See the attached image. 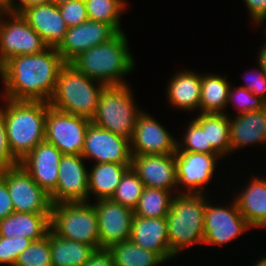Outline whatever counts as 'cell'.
Masks as SVG:
<instances>
[{"label":"cell","mask_w":266,"mask_h":266,"mask_svg":"<svg viewBox=\"0 0 266 266\" xmlns=\"http://www.w3.org/2000/svg\"><path fill=\"white\" fill-rule=\"evenodd\" d=\"M65 64L56 47L37 54L14 56L0 67L5 86L1 96L16 101L48 102Z\"/></svg>","instance_id":"6da1fadb"},{"label":"cell","mask_w":266,"mask_h":266,"mask_svg":"<svg viewBox=\"0 0 266 266\" xmlns=\"http://www.w3.org/2000/svg\"><path fill=\"white\" fill-rule=\"evenodd\" d=\"M128 43L126 34L118 32L108 42L82 52L70 64L106 86L128 84L124 77L134 70L136 63Z\"/></svg>","instance_id":"7a4b0ae2"},{"label":"cell","mask_w":266,"mask_h":266,"mask_svg":"<svg viewBox=\"0 0 266 266\" xmlns=\"http://www.w3.org/2000/svg\"><path fill=\"white\" fill-rule=\"evenodd\" d=\"M7 142L11 154L21 161L45 140V120L49 103L44 101H16L2 98Z\"/></svg>","instance_id":"3957f363"},{"label":"cell","mask_w":266,"mask_h":266,"mask_svg":"<svg viewBox=\"0 0 266 266\" xmlns=\"http://www.w3.org/2000/svg\"><path fill=\"white\" fill-rule=\"evenodd\" d=\"M105 87L101 82L78 71L72 64L66 63L59 73L48 103L57 110L91 120L96 114L100 95Z\"/></svg>","instance_id":"277c9868"},{"label":"cell","mask_w":266,"mask_h":266,"mask_svg":"<svg viewBox=\"0 0 266 266\" xmlns=\"http://www.w3.org/2000/svg\"><path fill=\"white\" fill-rule=\"evenodd\" d=\"M173 193L166 219L169 245L176 258L185 248L204 241L206 197L203 193Z\"/></svg>","instance_id":"5b68a950"},{"label":"cell","mask_w":266,"mask_h":266,"mask_svg":"<svg viewBox=\"0 0 266 266\" xmlns=\"http://www.w3.org/2000/svg\"><path fill=\"white\" fill-rule=\"evenodd\" d=\"M131 90L128 84L106 86L100 95L96 114L91 122L131 140L138 115L142 112L138 109Z\"/></svg>","instance_id":"8992f818"},{"label":"cell","mask_w":266,"mask_h":266,"mask_svg":"<svg viewBox=\"0 0 266 266\" xmlns=\"http://www.w3.org/2000/svg\"><path fill=\"white\" fill-rule=\"evenodd\" d=\"M91 202L52 204L50 230L57 236L100 249L96 209Z\"/></svg>","instance_id":"52a82bcc"},{"label":"cell","mask_w":266,"mask_h":266,"mask_svg":"<svg viewBox=\"0 0 266 266\" xmlns=\"http://www.w3.org/2000/svg\"><path fill=\"white\" fill-rule=\"evenodd\" d=\"M10 17L5 20L2 17ZM7 16V17H6ZM49 46L18 13L4 10L0 15V67L17 55L41 53Z\"/></svg>","instance_id":"ba28073f"},{"label":"cell","mask_w":266,"mask_h":266,"mask_svg":"<svg viewBox=\"0 0 266 266\" xmlns=\"http://www.w3.org/2000/svg\"><path fill=\"white\" fill-rule=\"evenodd\" d=\"M91 120L57 110L49 105L45 120V140L63 155H81Z\"/></svg>","instance_id":"9c48e42d"},{"label":"cell","mask_w":266,"mask_h":266,"mask_svg":"<svg viewBox=\"0 0 266 266\" xmlns=\"http://www.w3.org/2000/svg\"><path fill=\"white\" fill-rule=\"evenodd\" d=\"M0 175L6 181L14 212L51 213L50 195L32 179L20 164L0 170Z\"/></svg>","instance_id":"30bf717a"},{"label":"cell","mask_w":266,"mask_h":266,"mask_svg":"<svg viewBox=\"0 0 266 266\" xmlns=\"http://www.w3.org/2000/svg\"><path fill=\"white\" fill-rule=\"evenodd\" d=\"M210 203L206 200L203 244L221 246L234 241L240 234H244L251 228L240 213L235 200L226 207Z\"/></svg>","instance_id":"8fae6325"},{"label":"cell","mask_w":266,"mask_h":266,"mask_svg":"<svg viewBox=\"0 0 266 266\" xmlns=\"http://www.w3.org/2000/svg\"><path fill=\"white\" fill-rule=\"evenodd\" d=\"M220 157L219 154L176 151L177 190L183 188L179 193L204 194V186L210 183Z\"/></svg>","instance_id":"7c38bea8"},{"label":"cell","mask_w":266,"mask_h":266,"mask_svg":"<svg viewBox=\"0 0 266 266\" xmlns=\"http://www.w3.org/2000/svg\"><path fill=\"white\" fill-rule=\"evenodd\" d=\"M81 155L96 163L131 164L130 140L123 136L89 124L86 130L84 148Z\"/></svg>","instance_id":"4fadbf2b"},{"label":"cell","mask_w":266,"mask_h":266,"mask_svg":"<svg viewBox=\"0 0 266 266\" xmlns=\"http://www.w3.org/2000/svg\"><path fill=\"white\" fill-rule=\"evenodd\" d=\"M82 155H63L56 188L49 194L52 204L88 202V169Z\"/></svg>","instance_id":"5bb4252c"},{"label":"cell","mask_w":266,"mask_h":266,"mask_svg":"<svg viewBox=\"0 0 266 266\" xmlns=\"http://www.w3.org/2000/svg\"><path fill=\"white\" fill-rule=\"evenodd\" d=\"M100 248L130 240L134 210L110 199L95 201Z\"/></svg>","instance_id":"9a60e30c"},{"label":"cell","mask_w":266,"mask_h":266,"mask_svg":"<svg viewBox=\"0 0 266 266\" xmlns=\"http://www.w3.org/2000/svg\"><path fill=\"white\" fill-rule=\"evenodd\" d=\"M177 142L153 116L142 111L130 140V150L138 155L175 154Z\"/></svg>","instance_id":"2e32d148"},{"label":"cell","mask_w":266,"mask_h":266,"mask_svg":"<svg viewBox=\"0 0 266 266\" xmlns=\"http://www.w3.org/2000/svg\"><path fill=\"white\" fill-rule=\"evenodd\" d=\"M117 33L108 23L88 19L82 24L68 28L56 49L63 60L70 63L82 52L108 42Z\"/></svg>","instance_id":"e0dca14e"},{"label":"cell","mask_w":266,"mask_h":266,"mask_svg":"<svg viewBox=\"0 0 266 266\" xmlns=\"http://www.w3.org/2000/svg\"><path fill=\"white\" fill-rule=\"evenodd\" d=\"M131 167L145 187L168 190L171 193L177 190L175 154H132Z\"/></svg>","instance_id":"ac0fdd59"},{"label":"cell","mask_w":266,"mask_h":266,"mask_svg":"<svg viewBox=\"0 0 266 266\" xmlns=\"http://www.w3.org/2000/svg\"><path fill=\"white\" fill-rule=\"evenodd\" d=\"M62 152L46 140L38 144L19 164L32 179L50 194L57 186Z\"/></svg>","instance_id":"d6986e66"},{"label":"cell","mask_w":266,"mask_h":266,"mask_svg":"<svg viewBox=\"0 0 266 266\" xmlns=\"http://www.w3.org/2000/svg\"><path fill=\"white\" fill-rule=\"evenodd\" d=\"M130 240L143 249L159 254L165 261L175 257L169 245L166 217L144 218L134 215Z\"/></svg>","instance_id":"ffe728a7"},{"label":"cell","mask_w":266,"mask_h":266,"mask_svg":"<svg viewBox=\"0 0 266 266\" xmlns=\"http://www.w3.org/2000/svg\"><path fill=\"white\" fill-rule=\"evenodd\" d=\"M21 15L49 47H57L68 30L58 5L53 2L31 6Z\"/></svg>","instance_id":"44dd1931"},{"label":"cell","mask_w":266,"mask_h":266,"mask_svg":"<svg viewBox=\"0 0 266 266\" xmlns=\"http://www.w3.org/2000/svg\"><path fill=\"white\" fill-rule=\"evenodd\" d=\"M231 153L250 144L266 146V106L230 118Z\"/></svg>","instance_id":"7402d4cb"},{"label":"cell","mask_w":266,"mask_h":266,"mask_svg":"<svg viewBox=\"0 0 266 266\" xmlns=\"http://www.w3.org/2000/svg\"><path fill=\"white\" fill-rule=\"evenodd\" d=\"M234 200L251 228H266V178L254 176Z\"/></svg>","instance_id":"603a6c76"},{"label":"cell","mask_w":266,"mask_h":266,"mask_svg":"<svg viewBox=\"0 0 266 266\" xmlns=\"http://www.w3.org/2000/svg\"><path fill=\"white\" fill-rule=\"evenodd\" d=\"M50 214L13 212L0 220V236H23L33 241L40 240L50 230Z\"/></svg>","instance_id":"cb8c5ba5"},{"label":"cell","mask_w":266,"mask_h":266,"mask_svg":"<svg viewBox=\"0 0 266 266\" xmlns=\"http://www.w3.org/2000/svg\"><path fill=\"white\" fill-rule=\"evenodd\" d=\"M170 80L166 90L171 106L184 111L199 110L201 74L182 70L173 75Z\"/></svg>","instance_id":"d4e9b609"},{"label":"cell","mask_w":266,"mask_h":266,"mask_svg":"<svg viewBox=\"0 0 266 266\" xmlns=\"http://www.w3.org/2000/svg\"><path fill=\"white\" fill-rule=\"evenodd\" d=\"M131 164L96 163L88 172V201L90 194L95 200L110 199ZM95 194V195H94Z\"/></svg>","instance_id":"484cf974"},{"label":"cell","mask_w":266,"mask_h":266,"mask_svg":"<svg viewBox=\"0 0 266 266\" xmlns=\"http://www.w3.org/2000/svg\"><path fill=\"white\" fill-rule=\"evenodd\" d=\"M193 119L206 130V146H211L221 157L231 153L230 120L226 113H200Z\"/></svg>","instance_id":"4316f807"},{"label":"cell","mask_w":266,"mask_h":266,"mask_svg":"<svg viewBox=\"0 0 266 266\" xmlns=\"http://www.w3.org/2000/svg\"><path fill=\"white\" fill-rule=\"evenodd\" d=\"M231 83L220 74H201V94L199 111L201 113H225Z\"/></svg>","instance_id":"83f0119b"},{"label":"cell","mask_w":266,"mask_h":266,"mask_svg":"<svg viewBox=\"0 0 266 266\" xmlns=\"http://www.w3.org/2000/svg\"><path fill=\"white\" fill-rule=\"evenodd\" d=\"M53 266H84L95 251L92 246L57 236L50 230Z\"/></svg>","instance_id":"f1b7e54d"},{"label":"cell","mask_w":266,"mask_h":266,"mask_svg":"<svg viewBox=\"0 0 266 266\" xmlns=\"http://www.w3.org/2000/svg\"><path fill=\"white\" fill-rule=\"evenodd\" d=\"M115 266H157L166 261L155 252L141 248L131 240L108 248Z\"/></svg>","instance_id":"f546056e"},{"label":"cell","mask_w":266,"mask_h":266,"mask_svg":"<svg viewBox=\"0 0 266 266\" xmlns=\"http://www.w3.org/2000/svg\"><path fill=\"white\" fill-rule=\"evenodd\" d=\"M173 193L168 190L145 187L134 215L144 218L166 217L170 211Z\"/></svg>","instance_id":"4dcf8cb0"},{"label":"cell","mask_w":266,"mask_h":266,"mask_svg":"<svg viewBox=\"0 0 266 266\" xmlns=\"http://www.w3.org/2000/svg\"><path fill=\"white\" fill-rule=\"evenodd\" d=\"M89 20L110 24L121 32V13L126 9L125 0H84Z\"/></svg>","instance_id":"1f68e13d"},{"label":"cell","mask_w":266,"mask_h":266,"mask_svg":"<svg viewBox=\"0 0 266 266\" xmlns=\"http://www.w3.org/2000/svg\"><path fill=\"white\" fill-rule=\"evenodd\" d=\"M145 185L137 173L130 167L123 175L121 182L111 199L123 206L135 209L138 205Z\"/></svg>","instance_id":"d6a6232c"},{"label":"cell","mask_w":266,"mask_h":266,"mask_svg":"<svg viewBox=\"0 0 266 266\" xmlns=\"http://www.w3.org/2000/svg\"><path fill=\"white\" fill-rule=\"evenodd\" d=\"M14 266H53L50 250V230L42 239L33 241L18 256Z\"/></svg>","instance_id":"836d02e7"},{"label":"cell","mask_w":266,"mask_h":266,"mask_svg":"<svg viewBox=\"0 0 266 266\" xmlns=\"http://www.w3.org/2000/svg\"><path fill=\"white\" fill-rule=\"evenodd\" d=\"M187 125L186 132L182 135V143L177 142L176 151L218 154L211 146H206V130H203L194 119Z\"/></svg>","instance_id":"e575fe53"},{"label":"cell","mask_w":266,"mask_h":266,"mask_svg":"<svg viewBox=\"0 0 266 266\" xmlns=\"http://www.w3.org/2000/svg\"><path fill=\"white\" fill-rule=\"evenodd\" d=\"M230 103L236 106L235 109H238L236 115L260 110L266 106L263 100L241 86L237 87V89L230 86L227 106Z\"/></svg>","instance_id":"d590c367"},{"label":"cell","mask_w":266,"mask_h":266,"mask_svg":"<svg viewBox=\"0 0 266 266\" xmlns=\"http://www.w3.org/2000/svg\"><path fill=\"white\" fill-rule=\"evenodd\" d=\"M33 240L21 237L0 236V264L14 266L18 256L32 244Z\"/></svg>","instance_id":"8d00e7d4"},{"label":"cell","mask_w":266,"mask_h":266,"mask_svg":"<svg viewBox=\"0 0 266 266\" xmlns=\"http://www.w3.org/2000/svg\"><path fill=\"white\" fill-rule=\"evenodd\" d=\"M60 14L68 28L88 20L84 0H71L58 4Z\"/></svg>","instance_id":"74e56055"},{"label":"cell","mask_w":266,"mask_h":266,"mask_svg":"<svg viewBox=\"0 0 266 266\" xmlns=\"http://www.w3.org/2000/svg\"><path fill=\"white\" fill-rule=\"evenodd\" d=\"M258 66L259 67H257L253 72L250 71L243 75V78H246V85H241V87H245L266 103V74L265 70L259 64ZM251 76L253 77L251 78Z\"/></svg>","instance_id":"f35d334b"},{"label":"cell","mask_w":266,"mask_h":266,"mask_svg":"<svg viewBox=\"0 0 266 266\" xmlns=\"http://www.w3.org/2000/svg\"><path fill=\"white\" fill-rule=\"evenodd\" d=\"M19 161L11 154L7 142L3 109L0 107V170L15 167Z\"/></svg>","instance_id":"ab89813d"},{"label":"cell","mask_w":266,"mask_h":266,"mask_svg":"<svg viewBox=\"0 0 266 266\" xmlns=\"http://www.w3.org/2000/svg\"><path fill=\"white\" fill-rule=\"evenodd\" d=\"M14 207L5 179L0 175V220L10 216Z\"/></svg>","instance_id":"60d3db41"},{"label":"cell","mask_w":266,"mask_h":266,"mask_svg":"<svg viewBox=\"0 0 266 266\" xmlns=\"http://www.w3.org/2000/svg\"><path fill=\"white\" fill-rule=\"evenodd\" d=\"M84 266H115L112 255L107 248L96 249Z\"/></svg>","instance_id":"b9f144b4"},{"label":"cell","mask_w":266,"mask_h":266,"mask_svg":"<svg viewBox=\"0 0 266 266\" xmlns=\"http://www.w3.org/2000/svg\"><path fill=\"white\" fill-rule=\"evenodd\" d=\"M253 23L266 17V0H244Z\"/></svg>","instance_id":"7bdbcfd3"},{"label":"cell","mask_w":266,"mask_h":266,"mask_svg":"<svg viewBox=\"0 0 266 266\" xmlns=\"http://www.w3.org/2000/svg\"><path fill=\"white\" fill-rule=\"evenodd\" d=\"M15 1L17 0H11L8 11L18 14H21L25 9L31 6L48 4L52 2V0H18V2Z\"/></svg>","instance_id":"ee69618b"},{"label":"cell","mask_w":266,"mask_h":266,"mask_svg":"<svg viewBox=\"0 0 266 266\" xmlns=\"http://www.w3.org/2000/svg\"><path fill=\"white\" fill-rule=\"evenodd\" d=\"M258 57V64L265 70L266 74V41L263 43L262 46L259 48Z\"/></svg>","instance_id":"f6af8a7d"},{"label":"cell","mask_w":266,"mask_h":266,"mask_svg":"<svg viewBox=\"0 0 266 266\" xmlns=\"http://www.w3.org/2000/svg\"><path fill=\"white\" fill-rule=\"evenodd\" d=\"M11 0H0V7L4 10H8Z\"/></svg>","instance_id":"bcb514c9"},{"label":"cell","mask_w":266,"mask_h":266,"mask_svg":"<svg viewBox=\"0 0 266 266\" xmlns=\"http://www.w3.org/2000/svg\"><path fill=\"white\" fill-rule=\"evenodd\" d=\"M254 266H266V257L263 256L260 258V260L254 264Z\"/></svg>","instance_id":"7dc6e473"},{"label":"cell","mask_w":266,"mask_h":266,"mask_svg":"<svg viewBox=\"0 0 266 266\" xmlns=\"http://www.w3.org/2000/svg\"><path fill=\"white\" fill-rule=\"evenodd\" d=\"M264 21H266V17H264L263 19H260L257 23H256V25H258V26H260L261 24H265V22ZM265 27H266V25H265ZM265 29V31H264V34H265V40H266V28H264Z\"/></svg>","instance_id":"c3c4849f"},{"label":"cell","mask_w":266,"mask_h":266,"mask_svg":"<svg viewBox=\"0 0 266 266\" xmlns=\"http://www.w3.org/2000/svg\"><path fill=\"white\" fill-rule=\"evenodd\" d=\"M67 1H71V0H52V2L57 4V5L60 3H63V2H67Z\"/></svg>","instance_id":"681fc988"},{"label":"cell","mask_w":266,"mask_h":266,"mask_svg":"<svg viewBox=\"0 0 266 266\" xmlns=\"http://www.w3.org/2000/svg\"><path fill=\"white\" fill-rule=\"evenodd\" d=\"M3 11H4V9L0 7V15H1V13H2Z\"/></svg>","instance_id":"f907efd6"}]
</instances>
